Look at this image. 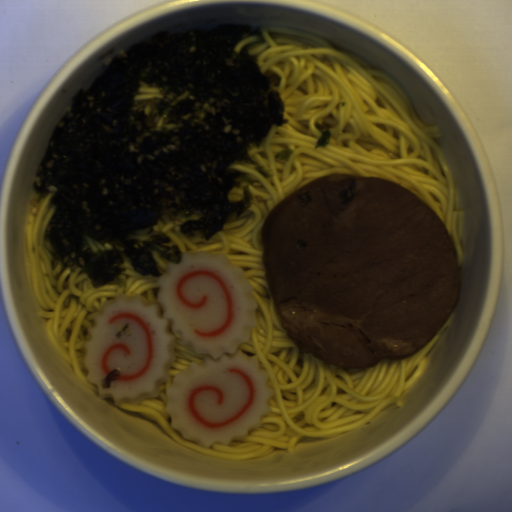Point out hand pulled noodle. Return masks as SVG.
Segmentation results:
<instances>
[{
  "label": "hand pulled noodle",
  "instance_id": "1",
  "mask_svg": "<svg viewBox=\"0 0 512 512\" xmlns=\"http://www.w3.org/2000/svg\"><path fill=\"white\" fill-rule=\"evenodd\" d=\"M256 56L261 72L277 75L273 84L283 102L284 124H273L256 148L247 154L272 177H264L247 162L230 169L246 173L228 192L241 200L244 187L252 204L240 217L232 214L220 232L208 240L200 232L186 236L180 225L200 214L176 216L131 231L127 242L140 248L162 235L163 245L177 244L182 254L203 251L224 254L243 273L256 301L254 326L247 341L238 344L244 360L256 359L268 375L272 390L270 412L246 439L204 448L177 432L167 411V389L176 375L205 359L175 336V360L158 395L138 405L118 404L144 413L172 440L224 460L263 457L275 448L294 454L304 436L327 438L370 422L388 405L402 409L405 396L426 369L428 353L448 327L456 310L432 338L411 355L385 358L371 367H340L299 350L288 337L269 289L263 262V225L277 203L314 179L333 174L384 178L402 185L429 205L453 240L458 268L463 263V210L460 188L435 138L441 132L425 125L407 93L388 73L375 69L357 54L341 51L314 34L264 26L258 34L240 39L232 51ZM333 124L329 146L314 149L320 136L316 123ZM292 148L290 158H274Z\"/></svg>",
  "mask_w": 512,
  "mask_h": 512
},
{
  "label": "hand pulled noodle",
  "instance_id": "4",
  "mask_svg": "<svg viewBox=\"0 0 512 512\" xmlns=\"http://www.w3.org/2000/svg\"><path fill=\"white\" fill-rule=\"evenodd\" d=\"M81 252L88 253L91 255H95L97 257H104L105 259L108 257L107 253L114 251L117 249L118 251H124L125 245L119 239L110 240L108 238H104L102 240L92 239L89 235H81Z\"/></svg>",
  "mask_w": 512,
  "mask_h": 512
},
{
  "label": "hand pulled noodle",
  "instance_id": "2",
  "mask_svg": "<svg viewBox=\"0 0 512 512\" xmlns=\"http://www.w3.org/2000/svg\"><path fill=\"white\" fill-rule=\"evenodd\" d=\"M49 192L40 196L34 189L31 193L25 215L24 236L26 244L27 275L36 298L37 315L46 319L45 332L56 346L58 352L73 368L76 378L94 392L98 387L89 382L88 371L84 364L86 356L84 343L90 341V329L95 325V315L102 310L105 302L117 296L140 295L151 304L158 305L161 316L164 307L159 301L161 276L140 274L133 261L123 257L119 267L125 271L119 273L124 284L111 281L94 288L89 276H77L81 267L71 274L70 269L63 270L57 263L52 267L53 252L50 241L45 238L48 224L53 218L56 204L51 203L56 185L47 187Z\"/></svg>",
  "mask_w": 512,
  "mask_h": 512
},
{
  "label": "hand pulled noodle",
  "instance_id": "3",
  "mask_svg": "<svg viewBox=\"0 0 512 512\" xmlns=\"http://www.w3.org/2000/svg\"><path fill=\"white\" fill-rule=\"evenodd\" d=\"M187 94V90L176 94L167 86L139 82L137 91L133 95V108L129 111L128 123L142 135L128 143L129 151L141 152V142L152 133L172 134L173 136L169 139L171 144L157 147L148 154H138L137 163H141L143 158L153 159L155 155L163 151L180 148L181 138L178 136V128L181 127L182 122H170L168 116Z\"/></svg>",
  "mask_w": 512,
  "mask_h": 512
},
{
  "label": "hand pulled noodle",
  "instance_id": "5",
  "mask_svg": "<svg viewBox=\"0 0 512 512\" xmlns=\"http://www.w3.org/2000/svg\"><path fill=\"white\" fill-rule=\"evenodd\" d=\"M152 255L156 261V267L161 272V276L166 272L168 264H171L166 258L160 253L152 251Z\"/></svg>",
  "mask_w": 512,
  "mask_h": 512
}]
</instances>
